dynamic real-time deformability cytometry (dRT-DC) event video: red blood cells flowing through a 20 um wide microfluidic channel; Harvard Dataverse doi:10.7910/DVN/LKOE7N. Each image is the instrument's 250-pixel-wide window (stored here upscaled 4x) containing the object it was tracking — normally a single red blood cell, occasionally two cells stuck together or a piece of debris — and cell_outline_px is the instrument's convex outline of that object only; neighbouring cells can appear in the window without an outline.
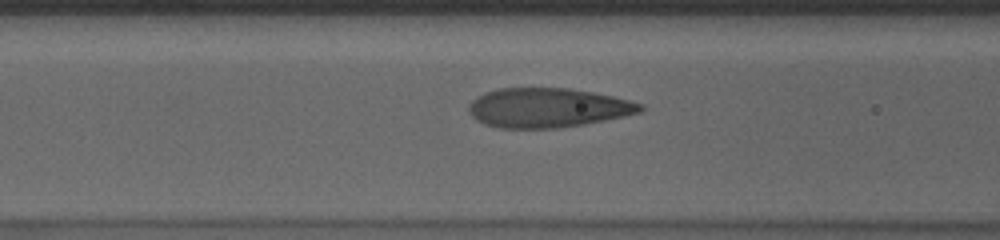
{"species": "human", "species_latin": "Homo sapiens", "temperature_condition": "cold", "stored_images_in_passage": 38, "camera_frame_rate_fps": 3000, "um_per_image_px": 0.085, "donor": {"sex": "male"}, "frame": {"image": 1, "passage_image": 10, "time_ms": 3.0, "image_size_px": [1000, 240], "cell_outline_px": [[644, 108], [640, 112], [624, 116], [584, 124], [560, 128], [500, 128], [484, 124], [476, 120], [468, 112], [468, 104], [476, 96], [484, 92], [500, 88], [568, 88], [592, 92], [612, 96], [644, 104]], "centroid_in_image_um": [46.51, 9.16], "position_along_channel_um": 120.1, "area_um2": 39.54}}
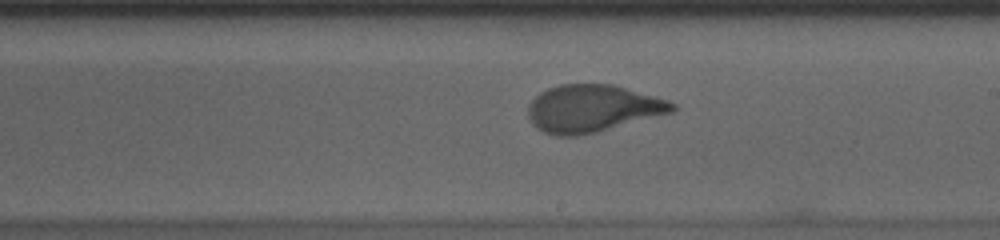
{"frame": {"image": 2, "passage_image": 20, "time_ms": 6.333, "image_size_px": [1000, 240], "cell_outline_px": [[676, 108], [672, 112], [596, 132], [576, 136], [556, 136], [544, 132], [536, 128], [532, 124], [528, 116], [528, 104], [540, 92], [548, 88], [560, 84], [612, 84], [656, 96], [668, 100], [676, 104]], "centroid_in_image_um": [50.33, 9.22], "position_along_channel_um": 238.7, "area_um2": 39.71}}
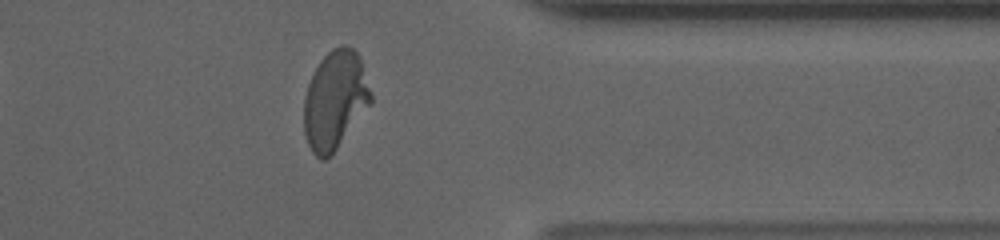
{"frame": {"image": 3, "passage_image": 33, "time_ms": 10.667, "image_size_px": [1000, 240], "cell_outline_px": [[372, 104], [332, 156], [324, 160], [320, 160], [312, 152], [308, 144], [304, 132], [304, 96], [308, 84], [320, 60], [332, 48], [340, 44], [344, 44], [352, 48], [360, 56], [372, 96]], "centroid_in_image_um": [28.49, 8.53], "position_along_channel_um": 382.9, "area_um2": 38.9}, "authors_computed_cell_mechanics": {"area_um2": 39.5352, "velocity_mm_per_s": 3.5681, "shape_relaxation_time_tau1_ms": 5.8202, "shape_relaxation_time_tau2_ms": null, "deformation_change_tau1": 0.2172, "deformation_change_tau2": null}}